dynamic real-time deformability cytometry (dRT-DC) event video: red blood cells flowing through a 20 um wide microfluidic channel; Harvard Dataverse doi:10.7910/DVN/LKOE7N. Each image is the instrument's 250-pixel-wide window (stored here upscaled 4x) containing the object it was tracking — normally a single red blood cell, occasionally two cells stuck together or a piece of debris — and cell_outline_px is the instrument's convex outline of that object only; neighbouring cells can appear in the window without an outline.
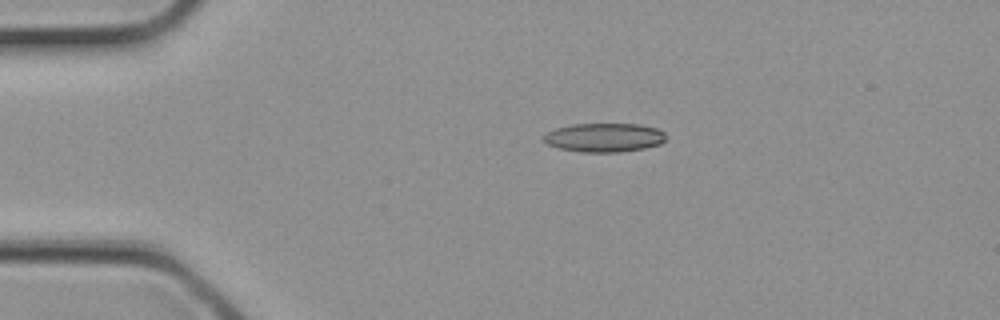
{"species": "common noctule bat (a hibernating species)", "species_latin": "Nyctalus noctula", "temperature_condition": "cold", "stored_images_in_passage": 2, "camera_frame_rate_fps": 3000, "um_per_image_px": 0.085, "animal": {"sex": "female", "body_mass_g": 21.9}, "frame": {"image": 1, "passage_image": 1, "time_ms": 0.0, "image_size_px": [1000, 320], "cell_outline_px": [[664, 140], [660, 144], [644, 148], [620, 152], [580, 152], [560, 148], [548, 144], [544, 140], [544, 136], [548, 132], [556, 128], [572, 124], [640, 124], [656, 128], [664, 132]], "centroid_in_image_um": [51.37, 11.69], "position_along_channel_um": 33.6, "area_um2": 20.4}}